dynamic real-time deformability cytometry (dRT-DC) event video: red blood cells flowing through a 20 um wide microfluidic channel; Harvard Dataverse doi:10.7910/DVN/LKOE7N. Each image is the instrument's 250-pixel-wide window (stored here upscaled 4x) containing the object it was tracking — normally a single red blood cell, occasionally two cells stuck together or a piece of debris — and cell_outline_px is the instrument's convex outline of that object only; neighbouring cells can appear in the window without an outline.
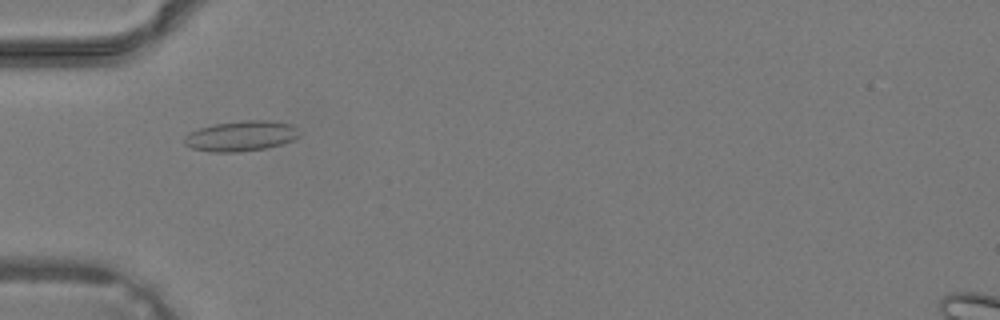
{"species": "common noctule bat (a hibernating species)", "species_latin": "Nyctalus noctula", "temperature_condition": "warm", "stored_images_in_passage": 27, "camera_frame_rate_fps": 3000, "um_per_image_px": 0.085, "animal": {"sex": "male", "body_mass_g": 19.2, "forearm_length_mm": 51.8}, "frame": {"image": 1, "passage_image": 1, "time_ms": 0.0, "image_size_px": [1000, 320], "cell_outline_px": [[300, 136], [292, 140], [280, 144], [264, 148], [240, 152], [208, 152], [192, 148], [184, 144], [184, 136], [200, 128], [216, 124], [240, 120], [268, 120], [292, 124], [300, 132]], "centroid_in_image_um": [20.49, 11.56], "position_along_channel_um": 64.5, "area_um2": 20.29}}
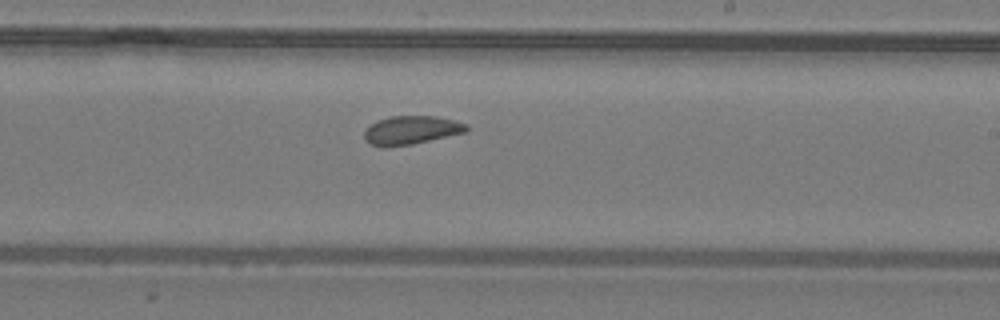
{"frame": {"image": 2, "passage_image": 12, "time_ms": 3.667, "image_size_px": [1000, 320], "cell_outline_px": [[468, 128], [464, 132], [412, 144], [368, 144], [364, 136], [364, 132], [376, 120], [388, 116], [436, 116], [468, 124]], "centroid_in_image_um": [34.97, 11.02], "position_along_channel_um": 254.0, "area_um2": 16.3}}
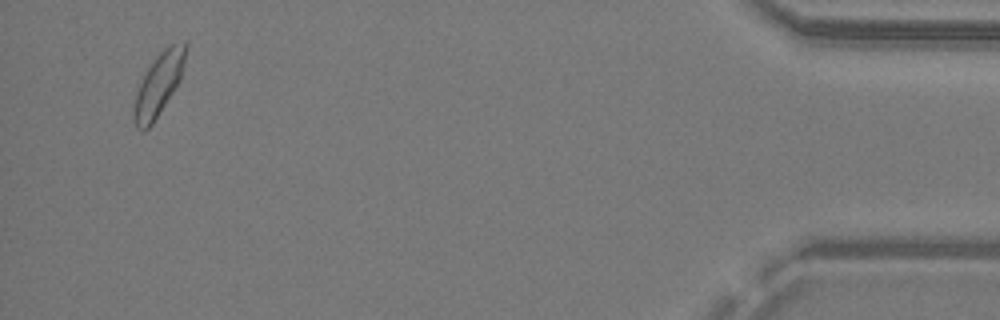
{"frame": {"image": 3, "passage_image": 26, "time_ms": 8.333, "image_size_px": [1000, 320], "cell_outline_px": [[188, 44], [184, 64], [180, 80], [152, 124], [144, 132], [140, 132], [136, 128], [132, 120], [132, 112], [136, 92], [148, 68], [156, 56], [168, 44], [184, 40]], "centroid_in_image_um": [13.48, 7.17], "position_along_channel_um": 421.7, "area_um2": 18.96}}